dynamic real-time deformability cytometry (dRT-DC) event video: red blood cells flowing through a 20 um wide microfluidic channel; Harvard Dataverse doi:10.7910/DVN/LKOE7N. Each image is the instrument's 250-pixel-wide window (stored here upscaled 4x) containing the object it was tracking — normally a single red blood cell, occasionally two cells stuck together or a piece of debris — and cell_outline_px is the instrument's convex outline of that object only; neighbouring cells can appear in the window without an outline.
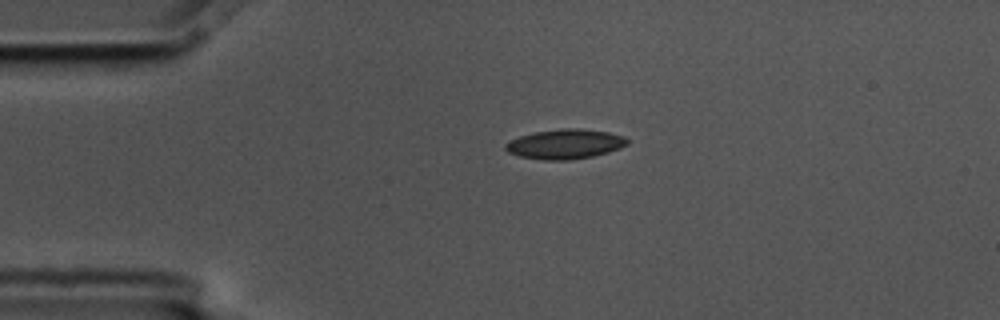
{"species": "common noctule bat (a hibernating species)", "species_latin": "Nyctalus noctula", "temperature_condition": "cold", "stored_images_in_passage": 2, "camera_frame_rate_fps": 3000, "um_per_image_px": 0.085, "animal": {"sex": "male", "body_mass_g": 17.5, "forearm_length_mm": 52.3}, "frame": {"image": 1, "passage_image": 1, "time_ms": 0.0, "image_size_px": [1000, 320], "cell_outline_px": [[628, 144], [620, 148], [608, 152], [592, 156], [568, 160], [544, 160], [520, 156], [508, 152], [504, 148], [504, 144], [520, 136], [536, 132], [564, 128], [580, 128], [608, 132], [624, 136], [628, 140]], "centroid_in_image_um": [48.05, 12.24], "position_along_channel_um": 37.0, "area_um2": 20.92}}